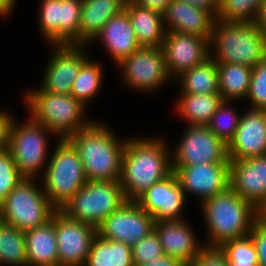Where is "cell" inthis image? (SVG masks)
I'll return each mask as SVG.
<instances>
[{
  "label": "cell",
  "mask_w": 266,
  "mask_h": 266,
  "mask_svg": "<svg viewBox=\"0 0 266 266\" xmlns=\"http://www.w3.org/2000/svg\"><path fill=\"white\" fill-rule=\"evenodd\" d=\"M103 121L93 120L67 140L78 151L87 181H120L126 138Z\"/></svg>",
  "instance_id": "7a4b0ae2"
},
{
  "label": "cell",
  "mask_w": 266,
  "mask_h": 266,
  "mask_svg": "<svg viewBox=\"0 0 266 266\" xmlns=\"http://www.w3.org/2000/svg\"><path fill=\"white\" fill-rule=\"evenodd\" d=\"M40 177L50 204L59 211L86 183L78 151L67 140H58Z\"/></svg>",
  "instance_id": "8992f818"
},
{
  "label": "cell",
  "mask_w": 266,
  "mask_h": 266,
  "mask_svg": "<svg viewBox=\"0 0 266 266\" xmlns=\"http://www.w3.org/2000/svg\"><path fill=\"white\" fill-rule=\"evenodd\" d=\"M8 150L0 152V211L7 195L23 180Z\"/></svg>",
  "instance_id": "8d00e7d4"
},
{
  "label": "cell",
  "mask_w": 266,
  "mask_h": 266,
  "mask_svg": "<svg viewBox=\"0 0 266 266\" xmlns=\"http://www.w3.org/2000/svg\"><path fill=\"white\" fill-rule=\"evenodd\" d=\"M133 1L142 7L150 8L161 14H164L167 10L169 3L172 0H133Z\"/></svg>",
  "instance_id": "7bdbcfd3"
},
{
  "label": "cell",
  "mask_w": 266,
  "mask_h": 266,
  "mask_svg": "<svg viewBox=\"0 0 266 266\" xmlns=\"http://www.w3.org/2000/svg\"><path fill=\"white\" fill-rule=\"evenodd\" d=\"M258 220L266 222V200L258 209Z\"/></svg>",
  "instance_id": "7dc6e473"
},
{
  "label": "cell",
  "mask_w": 266,
  "mask_h": 266,
  "mask_svg": "<svg viewBox=\"0 0 266 266\" xmlns=\"http://www.w3.org/2000/svg\"><path fill=\"white\" fill-rule=\"evenodd\" d=\"M126 201L120 181H87L59 211L69 219L98 228Z\"/></svg>",
  "instance_id": "9c48e42d"
},
{
  "label": "cell",
  "mask_w": 266,
  "mask_h": 266,
  "mask_svg": "<svg viewBox=\"0 0 266 266\" xmlns=\"http://www.w3.org/2000/svg\"><path fill=\"white\" fill-rule=\"evenodd\" d=\"M174 146L171 149L172 166L230 163L227 145L206 126L186 125L181 139Z\"/></svg>",
  "instance_id": "7c38bea8"
},
{
  "label": "cell",
  "mask_w": 266,
  "mask_h": 266,
  "mask_svg": "<svg viewBox=\"0 0 266 266\" xmlns=\"http://www.w3.org/2000/svg\"><path fill=\"white\" fill-rule=\"evenodd\" d=\"M188 222L186 219L158 221L154 225L163 253L181 260L185 265H190L204 246Z\"/></svg>",
  "instance_id": "44dd1931"
},
{
  "label": "cell",
  "mask_w": 266,
  "mask_h": 266,
  "mask_svg": "<svg viewBox=\"0 0 266 266\" xmlns=\"http://www.w3.org/2000/svg\"><path fill=\"white\" fill-rule=\"evenodd\" d=\"M27 118L22 123L17 122V118H13L8 151L24 178L39 179L44 175L49 159L48 154L52 150L48 149L49 140H53L49 138L55 135L30 115Z\"/></svg>",
  "instance_id": "52a82bcc"
},
{
  "label": "cell",
  "mask_w": 266,
  "mask_h": 266,
  "mask_svg": "<svg viewBox=\"0 0 266 266\" xmlns=\"http://www.w3.org/2000/svg\"><path fill=\"white\" fill-rule=\"evenodd\" d=\"M82 0H41L38 31L50 44H79Z\"/></svg>",
  "instance_id": "8fae6325"
},
{
  "label": "cell",
  "mask_w": 266,
  "mask_h": 266,
  "mask_svg": "<svg viewBox=\"0 0 266 266\" xmlns=\"http://www.w3.org/2000/svg\"><path fill=\"white\" fill-rule=\"evenodd\" d=\"M84 266H134L131 246L96 235Z\"/></svg>",
  "instance_id": "f546056e"
},
{
  "label": "cell",
  "mask_w": 266,
  "mask_h": 266,
  "mask_svg": "<svg viewBox=\"0 0 266 266\" xmlns=\"http://www.w3.org/2000/svg\"><path fill=\"white\" fill-rule=\"evenodd\" d=\"M175 81L180 86L179 93H219L217 63L210 57L204 63L181 73Z\"/></svg>",
  "instance_id": "f1b7e54d"
},
{
  "label": "cell",
  "mask_w": 266,
  "mask_h": 266,
  "mask_svg": "<svg viewBox=\"0 0 266 266\" xmlns=\"http://www.w3.org/2000/svg\"><path fill=\"white\" fill-rule=\"evenodd\" d=\"M37 178H23L2 202L0 219L26 231L46 224L57 211ZM38 181V183H37ZM38 184V185H37Z\"/></svg>",
  "instance_id": "ba28073f"
},
{
  "label": "cell",
  "mask_w": 266,
  "mask_h": 266,
  "mask_svg": "<svg viewBox=\"0 0 266 266\" xmlns=\"http://www.w3.org/2000/svg\"><path fill=\"white\" fill-rule=\"evenodd\" d=\"M258 256L260 266H266V222L257 220L249 233Z\"/></svg>",
  "instance_id": "ab89813d"
},
{
  "label": "cell",
  "mask_w": 266,
  "mask_h": 266,
  "mask_svg": "<svg viewBox=\"0 0 266 266\" xmlns=\"http://www.w3.org/2000/svg\"><path fill=\"white\" fill-rule=\"evenodd\" d=\"M229 187L259 209L266 200V155L230 160Z\"/></svg>",
  "instance_id": "ffe728a7"
},
{
  "label": "cell",
  "mask_w": 266,
  "mask_h": 266,
  "mask_svg": "<svg viewBox=\"0 0 266 266\" xmlns=\"http://www.w3.org/2000/svg\"><path fill=\"white\" fill-rule=\"evenodd\" d=\"M154 225L153 217L135 201H126L102 222L97 234L132 247L154 231Z\"/></svg>",
  "instance_id": "9a60e30c"
},
{
  "label": "cell",
  "mask_w": 266,
  "mask_h": 266,
  "mask_svg": "<svg viewBox=\"0 0 266 266\" xmlns=\"http://www.w3.org/2000/svg\"><path fill=\"white\" fill-rule=\"evenodd\" d=\"M36 89H29L22 96L27 115L50 130L56 142L68 139L92 122L86 117L87 107L71 94L46 92L40 86Z\"/></svg>",
  "instance_id": "277c9868"
},
{
  "label": "cell",
  "mask_w": 266,
  "mask_h": 266,
  "mask_svg": "<svg viewBox=\"0 0 266 266\" xmlns=\"http://www.w3.org/2000/svg\"><path fill=\"white\" fill-rule=\"evenodd\" d=\"M161 136L127 137L120 184L127 201H135L172 171L171 149Z\"/></svg>",
  "instance_id": "6da1fadb"
},
{
  "label": "cell",
  "mask_w": 266,
  "mask_h": 266,
  "mask_svg": "<svg viewBox=\"0 0 266 266\" xmlns=\"http://www.w3.org/2000/svg\"><path fill=\"white\" fill-rule=\"evenodd\" d=\"M174 113L186 125L206 126L212 115L224 101L220 93L216 94H191L178 93Z\"/></svg>",
  "instance_id": "4316f807"
},
{
  "label": "cell",
  "mask_w": 266,
  "mask_h": 266,
  "mask_svg": "<svg viewBox=\"0 0 266 266\" xmlns=\"http://www.w3.org/2000/svg\"><path fill=\"white\" fill-rule=\"evenodd\" d=\"M219 93L224 101H245L252 67L244 64L217 63Z\"/></svg>",
  "instance_id": "83f0119b"
},
{
  "label": "cell",
  "mask_w": 266,
  "mask_h": 266,
  "mask_svg": "<svg viewBox=\"0 0 266 266\" xmlns=\"http://www.w3.org/2000/svg\"><path fill=\"white\" fill-rule=\"evenodd\" d=\"M230 106V101H223L206 125L226 145L233 139L241 117V113Z\"/></svg>",
  "instance_id": "d6a6232c"
},
{
  "label": "cell",
  "mask_w": 266,
  "mask_h": 266,
  "mask_svg": "<svg viewBox=\"0 0 266 266\" xmlns=\"http://www.w3.org/2000/svg\"><path fill=\"white\" fill-rule=\"evenodd\" d=\"M116 67L121 69L124 86L148 95L173 80L167 72L162 47H141Z\"/></svg>",
  "instance_id": "30bf717a"
},
{
  "label": "cell",
  "mask_w": 266,
  "mask_h": 266,
  "mask_svg": "<svg viewBox=\"0 0 266 266\" xmlns=\"http://www.w3.org/2000/svg\"><path fill=\"white\" fill-rule=\"evenodd\" d=\"M199 205L203 226L207 229V240L203 241L207 246H220L226 241L248 236L258 220V209L230 187Z\"/></svg>",
  "instance_id": "3957f363"
},
{
  "label": "cell",
  "mask_w": 266,
  "mask_h": 266,
  "mask_svg": "<svg viewBox=\"0 0 266 266\" xmlns=\"http://www.w3.org/2000/svg\"><path fill=\"white\" fill-rule=\"evenodd\" d=\"M186 201L185 191L173 172L160 182L153 184L135 200L153 217L155 222L185 219Z\"/></svg>",
  "instance_id": "e0dca14e"
},
{
  "label": "cell",
  "mask_w": 266,
  "mask_h": 266,
  "mask_svg": "<svg viewBox=\"0 0 266 266\" xmlns=\"http://www.w3.org/2000/svg\"><path fill=\"white\" fill-rule=\"evenodd\" d=\"M18 0H0V17L7 18L11 16L17 6Z\"/></svg>",
  "instance_id": "bcb514c9"
},
{
  "label": "cell",
  "mask_w": 266,
  "mask_h": 266,
  "mask_svg": "<svg viewBox=\"0 0 266 266\" xmlns=\"http://www.w3.org/2000/svg\"><path fill=\"white\" fill-rule=\"evenodd\" d=\"M99 41L115 66L141 48L126 10L111 17L91 42Z\"/></svg>",
  "instance_id": "603a6c76"
},
{
  "label": "cell",
  "mask_w": 266,
  "mask_h": 266,
  "mask_svg": "<svg viewBox=\"0 0 266 266\" xmlns=\"http://www.w3.org/2000/svg\"><path fill=\"white\" fill-rule=\"evenodd\" d=\"M253 23L266 36V0H262Z\"/></svg>",
  "instance_id": "f6af8a7d"
},
{
  "label": "cell",
  "mask_w": 266,
  "mask_h": 266,
  "mask_svg": "<svg viewBox=\"0 0 266 266\" xmlns=\"http://www.w3.org/2000/svg\"><path fill=\"white\" fill-rule=\"evenodd\" d=\"M137 266H185V264L181 260H178L175 257L163 254L159 256V258L154 259L149 263Z\"/></svg>",
  "instance_id": "ee69618b"
},
{
  "label": "cell",
  "mask_w": 266,
  "mask_h": 266,
  "mask_svg": "<svg viewBox=\"0 0 266 266\" xmlns=\"http://www.w3.org/2000/svg\"><path fill=\"white\" fill-rule=\"evenodd\" d=\"M196 7L205 9L217 18L219 10V0H182Z\"/></svg>",
  "instance_id": "b9f144b4"
},
{
  "label": "cell",
  "mask_w": 266,
  "mask_h": 266,
  "mask_svg": "<svg viewBox=\"0 0 266 266\" xmlns=\"http://www.w3.org/2000/svg\"><path fill=\"white\" fill-rule=\"evenodd\" d=\"M229 167L230 163H200L172 166V171L187 199L189 195L195 196L197 202L201 203L229 187Z\"/></svg>",
  "instance_id": "2e32d148"
},
{
  "label": "cell",
  "mask_w": 266,
  "mask_h": 266,
  "mask_svg": "<svg viewBox=\"0 0 266 266\" xmlns=\"http://www.w3.org/2000/svg\"><path fill=\"white\" fill-rule=\"evenodd\" d=\"M133 265H143L163 255L160 239L156 231L142 238L131 247Z\"/></svg>",
  "instance_id": "74e56055"
},
{
  "label": "cell",
  "mask_w": 266,
  "mask_h": 266,
  "mask_svg": "<svg viewBox=\"0 0 266 266\" xmlns=\"http://www.w3.org/2000/svg\"><path fill=\"white\" fill-rule=\"evenodd\" d=\"M245 101L249 102V108L266 110V58L252 67Z\"/></svg>",
  "instance_id": "d590c367"
},
{
  "label": "cell",
  "mask_w": 266,
  "mask_h": 266,
  "mask_svg": "<svg viewBox=\"0 0 266 266\" xmlns=\"http://www.w3.org/2000/svg\"><path fill=\"white\" fill-rule=\"evenodd\" d=\"M244 112L233 139L227 145L229 160L266 155V110L248 108Z\"/></svg>",
  "instance_id": "d6986e66"
},
{
  "label": "cell",
  "mask_w": 266,
  "mask_h": 266,
  "mask_svg": "<svg viewBox=\"0 0 266 266\" xmlns=\"http://www.w3.org/2000/svg\"><path fill=\"white\" fill-rule=\"evenodd\" d=\"M127 0H82L79 44L89 45L113 16L125 10Z\"/></svg>",
  "instance_id": "cb8c5ba5"
},
{
  "label": "cell",
  "mask_w": 266,
  "mask_h": 266,
  "mask_svg": "<svg viewBox=\"0 0 266 266\" xmlns=\"http://www.w3.org/2000/svg\"><path fill=\"white\" fill-rule=\"evenodd\" d=\"M262 0H219L216 19L237 23H253Z\"/></svg>",
  "instance_id": "e575fe53"
},
{
  "label": "cell",
  "mask_w": 266,
  "mask_h": 266,
  "mask_svg": "<svg viewBox=\"0 0 266 266\" xmlns=\"http://www.w3.org/2000/svg\"><path fill=\"white\" fill-rule=\"evenodd\" d=\"M191 266H229L224 252L219 246L204 245Z\"/></svg>",
  "instance_id": "f35d334b"
},
{
  "label": "cell",
  "mask_w": 266,
  "mask_h": 266,
  "mask_svg": "<svg viewBox=\"0 0 266 266\" xmlns=\"http://www.w3.org/2000/svg\"><path fill=\"white\" fill-rule=\"evenodd\" d=\"M89 45L52 44V53L45 64L40 87L54 94H71L73 81L81 66L92 56ZM89 54V55H88Z\"/></svg>",
  "instance_id": "4fadbf2b"
},
{
  "label": "cell",
  "mask_w": 266,
  "mask_h": 266,
  "mask_svg": "<svg viewBox=\"0 0 266 266\" xmlns=\"http://www.w3.org/2000/svg\"><path fill=\"white\" fill-rule=\"evenodd\" d=\"M136 38L141 47H162L166 36L164 15L133 0L125 4Z\"/></svg>",
  "instance_id": "d4e9b609"
},
{
  "label": "cell",
  "mask_w": 266,
  "mask_h": 266,
  "mask_svg": "<svg viewBox=\"0 0 266 266\" xmlns=\"http://www.w3.org/2000/svg\"><path fill=\"white\" fill-rule=\"evenodd\" d=\"M163 15L166 31L196 35L210 41L216 18L205 9L172 0Z\"/></svg>",
  "instance_id": "7402d4cb"
},
{
  "label": "cell",
  "mask_w": 266,
  "mask_h": 266,
  "mask_svg": "<svg viewBox=\"0 0 266 266\" xmlns=\"http://www.w3.org/2000/svg\"><path fill=\"white\" fill-rule=\"evenodd\" d=\"M210 57L216 63L256 66L266 58V36L254 23L215 19Z\"/></svg>",
  "instance_id": "5b68a950"
},
{
  "label": "cell",
  "mask_w": 266,
  "mask_h": 266,
  "mask_svg": "<svg viewBox=\"0 0 266 266\" xmlns=\"http://www.w3.org/2000/svg\"><path fill=\"white\" fill-rule=\"evenodd\" d=\"M13 118L10 111L0 109V152L8 150L9 132Z\"/></svg>",
  "instance_id": "60d3db41"
},
{
  "label": "cell",
  "mask_w": 266,
  "mask_h": 266,
  "mask_svg": "<svg viewBox=\"0 0 266 266\" xmlns=\"http://www.w3.org/2000/svg\"><path fill=\"white\" fill-rule=\"evenodd\" d=\"M94 56L89 58L80 68V71L73 81L71 95L88 107L93 98L97 96L102 87L103 72L100 61H95ZM88 103V104H87Z\"/></svg>",
  "instance_id": "1f68e13d"
},
{
  "label": "cell",
  "mask_w": 266,
  "mask_h": 266,
  "mask_svg": "<svg viewBox=\"0 0 266 266\" xmlns=\"http://www.w3.org/2000/svg\"><path fill=\"white\" fill-rule=\"evenodd\" d=\"M0 266H27L24 231L0 219Z\"/></svg>",
  "instance_id": "4dcf8cb0"
},
{
  "label": "cell",
  "mask_w": 266,
  "mask_h": 266,
  "mask_svg": "<svg viewBox=\"0 0 266 266\" xmlns=\"http://www.w3.org/2000/svg\"><path fill=\"white\" fill-rule=\"evenodd\" d=\"M219 247L224 252L229 266H260L256 247L249 235L226 241Z\"/></svg>",
  "instance_id": "836d02e7"
},
{
  "label": "cell",
  "mask_w": 266,
  "mask_h": 266,
  "mask_svg": "<svg viewBox=\"0 0 266 266\" xmlns=\"http://www.w3.org/2000/svg\"><path fill=\"white\" fill-rule=\"evenodd\" d=\"M162 50L167 72L174 80L210 58V41L196 35L166 31Z\"/></svg>",
  "instance_id": "ac0fdd59"
},
{
  "label": "cell",
  "mask_w": 266,
  "mask_h": 266,
  "mask_svg": "<svg viewBox=\"0 0 266 266\" xmlns=\"http://www.w3.org/2000/svg\"><path fill=\"white\" fill-rule=\"evenodd\" d=\"M27 266H59L54 222L24 231Z\"/></svg>",
  "instance_id": "484cf974"
},
{
  "label": "cell",
  "mask_w": 266,
  "mask_h": 266,
  "mask_svg": "<svg viewBox=\"0 0 266 266\" xmlns=\"http://www.w3.org/2000/svg\"><path fill=\"white\" fill-rule=\"evenodd\" d=\"M51 220L54 222L59 266H84L97 228L69 219L60 211H56Z\"/></svg>",
  "instance_id": "5bb4252c"
}]
</instances>
